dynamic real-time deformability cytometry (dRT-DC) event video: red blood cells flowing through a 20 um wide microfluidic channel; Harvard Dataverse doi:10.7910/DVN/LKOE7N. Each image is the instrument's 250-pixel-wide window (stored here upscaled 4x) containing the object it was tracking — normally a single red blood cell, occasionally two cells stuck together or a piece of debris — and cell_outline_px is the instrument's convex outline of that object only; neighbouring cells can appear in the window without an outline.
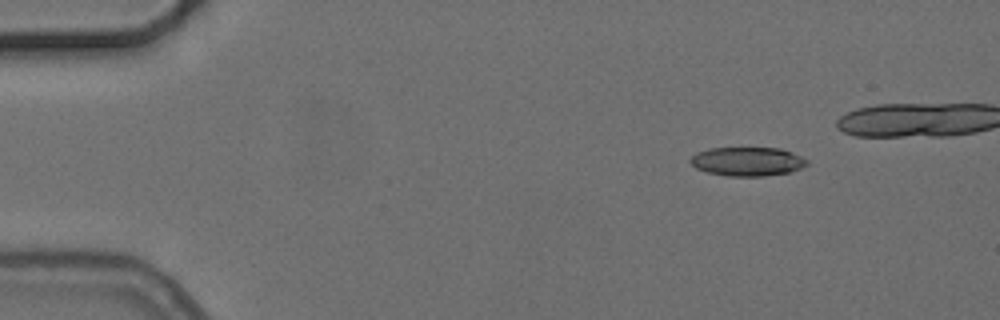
{"species": "common noctule bat (a hibernating species)", "species_latin": "Nyctalus noctula", "temperature_condition": "cold", "stored_images_in_passage": 6, "camera_frame_rate_fps": 3000, "um_per_image_px": 0.085, "animal": {"sex": "female", "body_mass_g": 24.6, "forearm_length_mm": 56.2}, "frame": {"image": 1, "passage_image": 1, "time_ms": 0.0, "image_size_px": [1000, 320], "cell_outline_px": [[808, 164], [800, 168], [788, 172], [764, 176], [728, 176], [708, 172], [696, 168], [688, 160], [696, 152], [708, 148], [780, 148], [792, 152], [808, 160]], "centroid_in_image_um": [63.51, 13.72], "position_along_channel_um": 21.5, "area_um2": 19.59}}
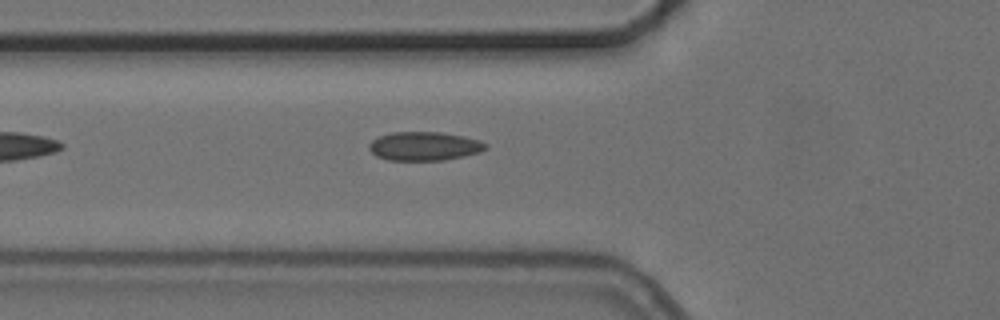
{"frame": {"image": 2, "passage_image": 6, "time_ms": 7.0, "image_size_px": [1000, 320], "cell_outline_px": [[488, 148], [480, 152], [464, 156], [444, 160], [388, 160], [376, 156], [368, 148], [368, 144], [372, 140], [380, 136], [392, 132], [440, 132], [464, 136], [480, 140], [488, 144]], "centroid_in_image_um": [36.08, 12.42], "position_along_channel_um": 89.7, "area_um2": 19.65}}